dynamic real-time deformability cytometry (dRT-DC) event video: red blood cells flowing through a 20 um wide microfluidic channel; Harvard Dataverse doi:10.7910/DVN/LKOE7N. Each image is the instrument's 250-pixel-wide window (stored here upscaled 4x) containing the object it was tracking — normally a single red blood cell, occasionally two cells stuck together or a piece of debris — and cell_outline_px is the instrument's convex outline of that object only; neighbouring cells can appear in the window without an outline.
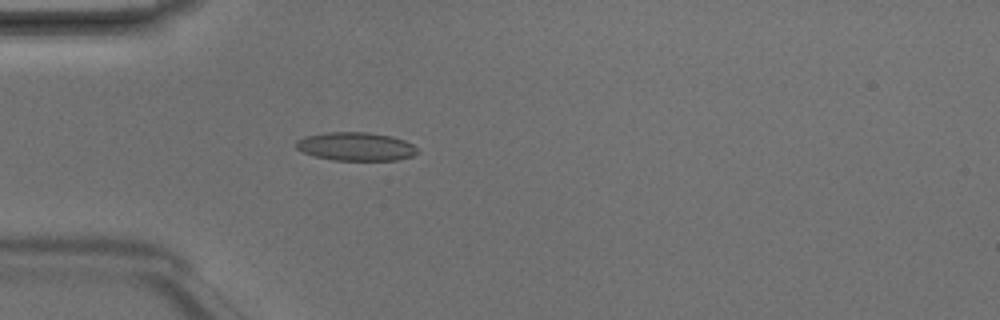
{"species": "Egyptian fruit bat (a non-hibernating species)", "species_latin": "Rousettus aegyptiacus", "temperature_condition": "room temperature", "stored_images_in_passage": 3, "camera_frame_rate_fps": 3000, "um_per_image_px": 0.085, "animal": {"sex": "male"}, "frame": {"image": 1, "passage_image": 3, "time_ms": 0.667, "image_size_px": [1000, 320], "cell_outline_px": [[420, 152], [412, 156], [396, 160], [332, 160], [316, 156], [304, 152], [296, 148], [296, 140], [304, 136], [328, 132], [368, 132], [392, 136], [404, 140], [412, 144]], "centroid_in_image_um": [30.26, 12.45], "position_along_channel_um": 54.7, "area_um2": 20.11}}